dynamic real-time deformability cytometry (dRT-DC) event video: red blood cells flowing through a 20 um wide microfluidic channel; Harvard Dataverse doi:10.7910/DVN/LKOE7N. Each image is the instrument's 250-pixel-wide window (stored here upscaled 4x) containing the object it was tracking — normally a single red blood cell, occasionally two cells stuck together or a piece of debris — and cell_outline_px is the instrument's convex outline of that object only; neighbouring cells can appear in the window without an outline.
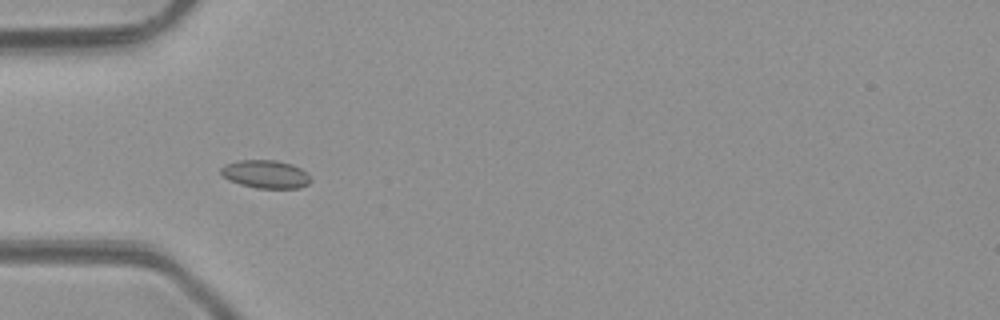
{"species": "common noctule bat (a hibernating species)", "species_latin": "Nyctalus noctula", "temperature_condition": "room temperature", "stored_images_in_passage": 4, "camera_frame_rate_fps": 3000, "um_per_image_px": 0.085, "animal": {"sex": "male", "body_mass_g": 23.1, "forearm_length_mm": 52.7}, "frame": {"image": 1, "passage_image": 4, "time_ms": 3.333, "image_size_px": [1000, 320], "cell_outline_px": [[312, 180], [308, 184], [300, 188], [256, 188], [240, 184], [228, 180], [220, 172], [220, 168], [224, 164], [240, 160], [276, 160], [292, 164], [300, 168]], "centroid_in_image_um": [22.55, 14.8], "position_along_channel_um": 62.4, "area_um2": 14.68}}